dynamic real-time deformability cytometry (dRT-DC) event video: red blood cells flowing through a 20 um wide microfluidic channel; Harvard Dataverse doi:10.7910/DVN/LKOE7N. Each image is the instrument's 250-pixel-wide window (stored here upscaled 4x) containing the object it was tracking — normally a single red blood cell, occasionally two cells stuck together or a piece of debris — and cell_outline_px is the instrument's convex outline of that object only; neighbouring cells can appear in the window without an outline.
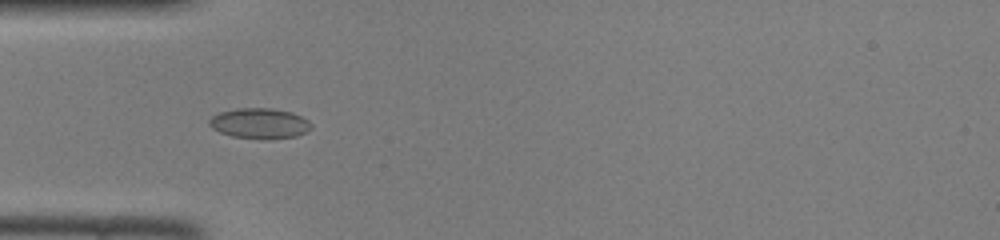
{"species": "common noctule bat (a hibernating species)", "species_latin": "Nyctalus noctula", "temperature_condition": "room temperature", "stored_images_in_passage": 33, "camera_frame_rate_fps": 3000, "um_per_image_px": 0.085, "animal": {"sex": "female", "body_mass_g": 22.0, "forearm_length_mm": 56.7}, "frame": {"image": 1, "passage_image": 1, "time_ms": 0.0, "image_size_px": [1000, 240], "cell_outline_px": [[312, 128], [296, 136], [232, 136], [220, 132], [212, 128], [208, 124], [208, 120], [212, 116], [220, 112], [240, 108], [272, 108], [292, 112], [308, 120], [312, 124]], "centroid_in_image_um": [22.04, 10.43], "position_along_channel_um": 63.0, "area_um2": 17.22}}
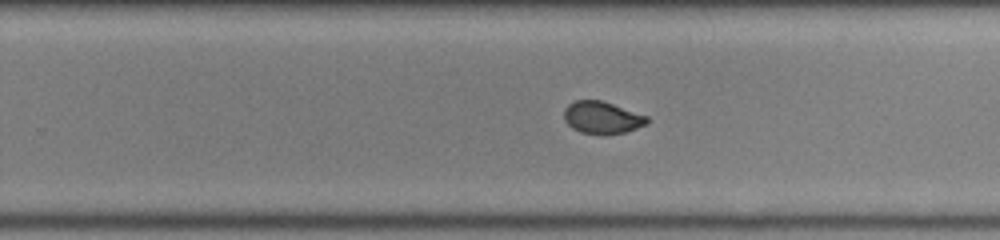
{"frame": {"image": 2, "passage_image": 16, "time_ms": 5.0, "image_size_px": [1000, 240], "cell_outline_px": [[648, 124], [624, 132], [580, 132], [572, 128], [564, 120], [564, 108], [568, 104], [576, 100], [600, 100], [648, 116]], "centroid_in_image_um": [51.15, 9.96], "position_along_channel_um": 278.6, "area_um2": 15.09}}
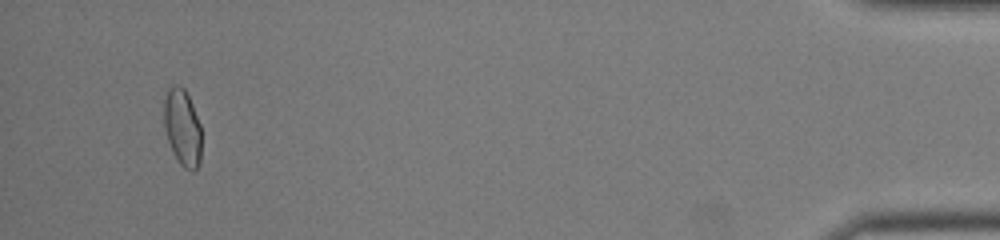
{"frame": {"image": 3, "passage_image": 31, "time_ms": 10.0, "image_size_px": [1000, 240], "cell_outline_px": [[200, 164], [192, 172], [184, 168], [180, 164], [172, 152], [164, 128], [164, 100], [168, 88], [172, 84], [180, 84], [184, 88], [192, 104], [200, 124]], "centroid_in_image_um": [15.49, 10.83], "position_along_channel_um": 419.7, "area_um2": 16.88}}